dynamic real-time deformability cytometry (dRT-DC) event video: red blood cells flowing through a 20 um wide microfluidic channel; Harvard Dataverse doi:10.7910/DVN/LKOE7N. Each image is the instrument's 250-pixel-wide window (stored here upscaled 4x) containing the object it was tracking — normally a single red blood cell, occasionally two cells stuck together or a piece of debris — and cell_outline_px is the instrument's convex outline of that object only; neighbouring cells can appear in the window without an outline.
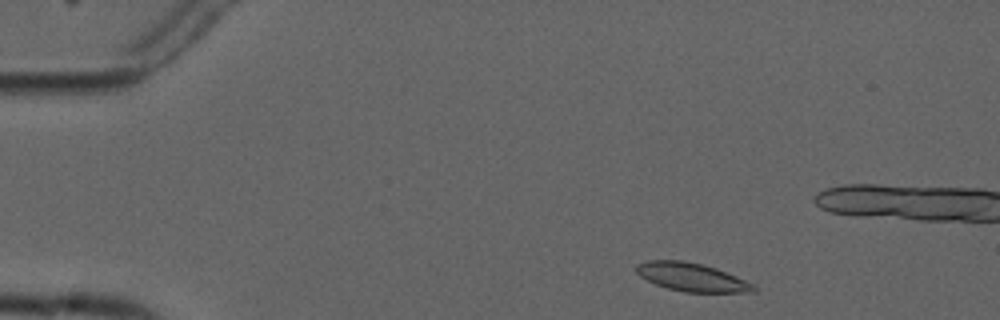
{"species": "common noctule bat (a hibernating species)", "species_latin": "Nyctalus noctula", "temperature_condition": "cold", "stored_images_in_passage": 4, "camera_frame_rate_fps": 3000, "um_per_image_px": 0.085, "animal": {"sex": "male", "forearm_length_mm": 52.5}, "frame": {"image": 1, "passage_image": 1, "time_ms": 0.0, "image_size_px": [1000, 320], "cell_outline_px": [[756, 292], [684, 292], [668, 288], [656, 284], [640, 276], [636, 272], [636, 264], [648, 260], [684, 260], [704, 264], [716, 268], [736, 276], [752, 284], [756, 288]], "centroid_in_image_um": [58.78, 23.54], "position_along_channel_um": 26.2, "area_um2": 19.31}}